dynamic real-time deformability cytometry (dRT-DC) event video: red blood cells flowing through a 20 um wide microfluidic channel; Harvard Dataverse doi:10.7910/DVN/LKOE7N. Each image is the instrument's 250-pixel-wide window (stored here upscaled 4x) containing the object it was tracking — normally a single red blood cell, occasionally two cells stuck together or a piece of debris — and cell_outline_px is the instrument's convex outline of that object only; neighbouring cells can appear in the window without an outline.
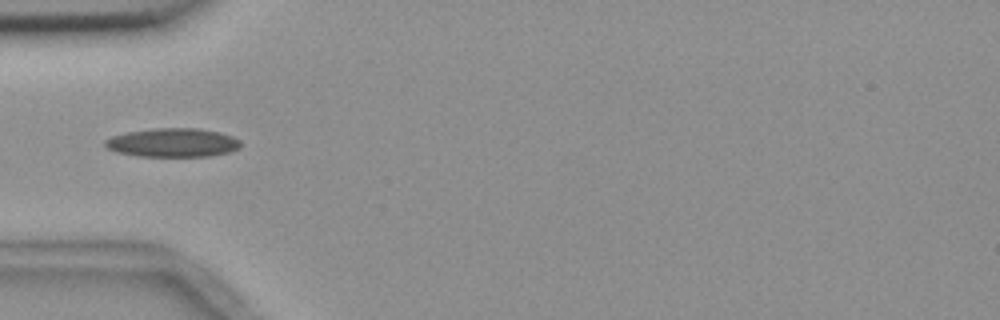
{"species": "common noctule bat (a hibernating species)", "species_latin": "Nyctalus noctula", "temperature_condition": "room temperature", "stored_images_in_passage": 6, "camera_frame_rate_fps": 3000, "um_per_image_px": 0.085, "animal": {"sex": "female", "body_mass_g": 18.4}, "frame": {"image": 1, "passage_image": 5, "time_ms": 4.667, "image_size_px": [1000, 320], "cell_outline_px": [[240, 148], [232, 152], [208, 156], [136, 156], [116, 152], [108, 148], [104, 144], [104, 140], [112, 136], [128, 132], [152, 128], [200, 128], [220, 132], [232, 136], [240, 140]], "centroid_in_image_um": [14.7, 12.12], "position_along_channel_um": 70.3, "area_um2": 22.89}}